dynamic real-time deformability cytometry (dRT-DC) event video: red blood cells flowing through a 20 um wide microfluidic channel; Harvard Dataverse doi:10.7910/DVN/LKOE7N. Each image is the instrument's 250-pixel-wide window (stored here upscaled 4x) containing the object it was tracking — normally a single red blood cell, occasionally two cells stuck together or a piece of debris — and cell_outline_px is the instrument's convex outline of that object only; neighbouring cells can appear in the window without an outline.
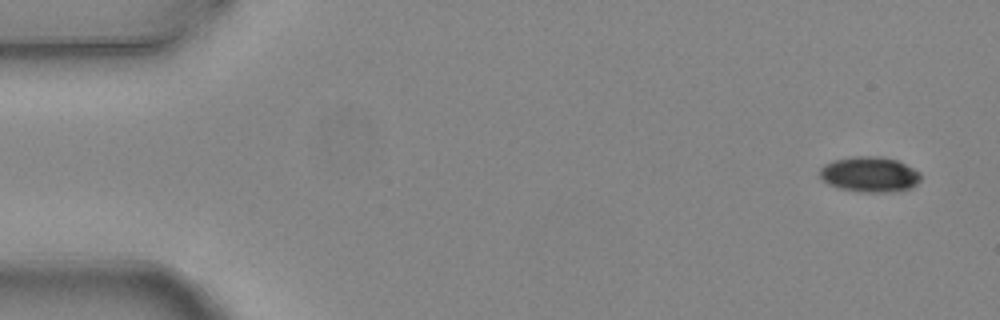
{"species": "common noctule bat (a hibernating species)", "species_latin": "Nyctalus noctula", "temperature_condition": "warm", "stored_images_in_passage": 4, "camera_frame_rate_fps": 3000, "um_per_image_px": 0.085, "animal": {"sex": "female", "body_mass_g": 24.6, "forearm_length_mm": 56.2}, "frame": {"image": 1, "passage_image": 1, "time_ms": 0.0, "image_size_px": [1000, 320], "cell_outline_px": [[920, 180], [912, 188], [896, 192], [860, 192], [840, 188], [828, 184], [820, 176], [820, 168], [824, 164], [832, 160], [852, 156], [880, 156], [896, 160], [920, 172]], "centroid_in_image_um": [73.91, 14.82], "position_along_channel_um": 11.1, "area_um2": 20.92}}
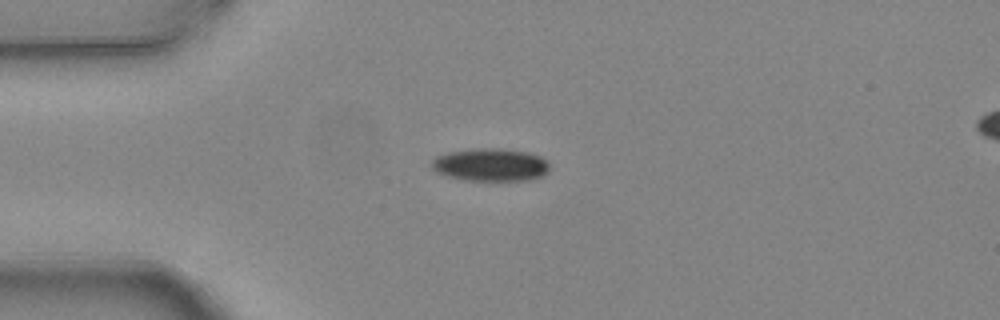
{"frame": {"image": 2, "passage_image": 4, "time_ms": 1.0, "image_size_px": [1000, 320], "cell_outline_px": [[548, 172], [544, 176], [528, 180], [468, 180], [448, 176], [436, 172], [432, 168], [432, 160], [436, 156], [448, 152], [476, 148], [500, 148], [528, 152], [540, 156], [548, 164]], "centroid_in_image_um": [41.7, 14.0], "position_along_channel_um": 43.3, "area_um2": 22.48}}